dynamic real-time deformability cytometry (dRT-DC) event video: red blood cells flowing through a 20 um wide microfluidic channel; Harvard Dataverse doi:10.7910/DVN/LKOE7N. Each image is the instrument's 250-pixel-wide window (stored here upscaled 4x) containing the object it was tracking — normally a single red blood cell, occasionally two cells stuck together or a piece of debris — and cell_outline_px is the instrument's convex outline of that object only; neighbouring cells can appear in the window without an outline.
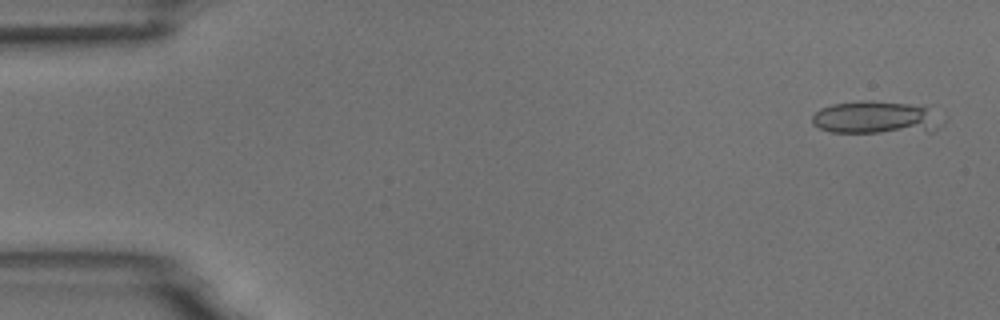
{"species": "common noctule bat (a hibernating species)", "species_latin": "Nyctalus noctula", "temperature_condition": "room temperature", "stored_images_in_passage": 4, "camera_frame_rate_fps": 3000, "um_per_image_px": 0.085, "animal": {"sex": "male", "body_mass_g": 18.8}, "frame": {"image": 1, "passage_image": 1, "time_ms": 0.0, "image_size_px": [1000, 320], "cell_outline_px": [[936, 128], [932, 132], [832, 132], [820, 128], [812, 124], [812, 116], [820, 108], [832, 104], [860, 100], [868, 100], [924, 104], [928, 108]], "centroid_in_image_um": [74.32, 9.97], "position_along_channel_um": 10.7, "area_um2": 24.45}}